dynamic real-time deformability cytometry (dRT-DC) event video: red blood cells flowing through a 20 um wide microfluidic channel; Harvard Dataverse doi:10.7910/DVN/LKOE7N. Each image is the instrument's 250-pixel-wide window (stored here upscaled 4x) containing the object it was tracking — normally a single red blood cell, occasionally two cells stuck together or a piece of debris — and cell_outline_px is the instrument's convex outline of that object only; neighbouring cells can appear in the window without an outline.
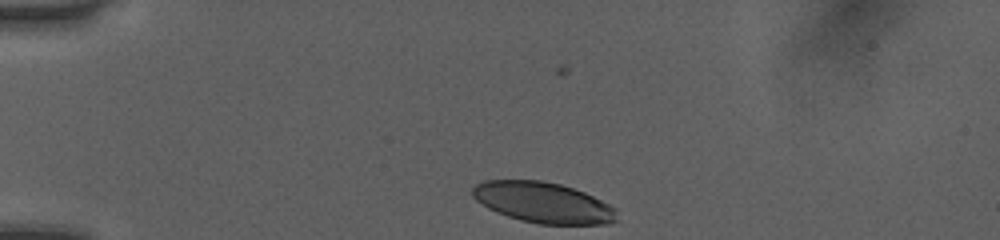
{"species": "human", "species_latin": "Homo sapiens", "temperature_condition": "room temperature", "stored_images_in_passage": 33, "camera_frame_rate_fps": 3000, "um_per_image_px": 0.085, "donor": {"sex": "female"}, "frame": {"image": 1, "passage_image": 1, "time_ms": 0.0, "image_size_px": [1000, 240], "cell_outline_px": [[620, 220], [608, 224], [536, 224], [520, 220], [496, 212], [488, 208], [476, 200], [472, 196], [472, 188], [476, 184], [484, 180], [540, 180], [560, 184], [584, 192], [616, 208]], "centroid_in_image_um": [46.18, 17.22], "position_along_channel_um": 38.8, "area_um2": 34.39}}
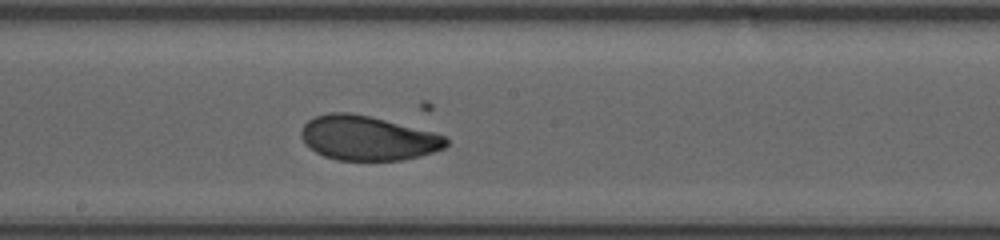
{"frame": {"image": 2, "passage_image": 18, "time_ms": 5.667, "image_size_px": [1000, 240], "cell_outline_px": [[448, 144], [444, 148], [432, 152], [400, 160], [336, 160], [324, 156], [316, 152], [304, 144], [300, 136], [300, 132], [304, 124], [308, 120], [316, 116], [328, 112], [348, 112], [368, 116], [432, 132], [444, 136], [448, 140]], "centroid_in_image_um": [31.18, 11.74], "position_along_channel_um": 217.0, "area_um2": 37.22}}
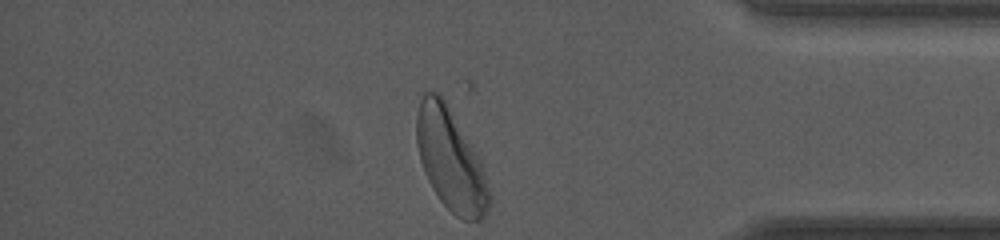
{"frame": {"image": 3, "passage_image": 33, "time_ms": 10.667, "image_size_px": [1000, 240], "cell_outline_px": [[492, 200], [484, 216], [480, 220], [464, 220], [456, 216], [440, 200], [432, 188], [424, 172], [420, 160], [416, 144], [416, 116], [420, 100], [424, 92], [436, 92], [444, 100], [480, 156], [492, 196]], "centroid_in_image_um": [38.32, 13.6], "position_along_channel_um": 396.9, "area_um2": 43.23}, "authors_computed_cell_mechanics": {"area_um2": 37.1654, "velocity_mm_per_s": 4.0518, "shape_relaxation_time_tau1_ms": 2.8846, "shape_relaxation_time_tau2_ms": 1.8631, "deformation_change_tau1": 0.13, "deformation_change_tau2": 0.0744}}